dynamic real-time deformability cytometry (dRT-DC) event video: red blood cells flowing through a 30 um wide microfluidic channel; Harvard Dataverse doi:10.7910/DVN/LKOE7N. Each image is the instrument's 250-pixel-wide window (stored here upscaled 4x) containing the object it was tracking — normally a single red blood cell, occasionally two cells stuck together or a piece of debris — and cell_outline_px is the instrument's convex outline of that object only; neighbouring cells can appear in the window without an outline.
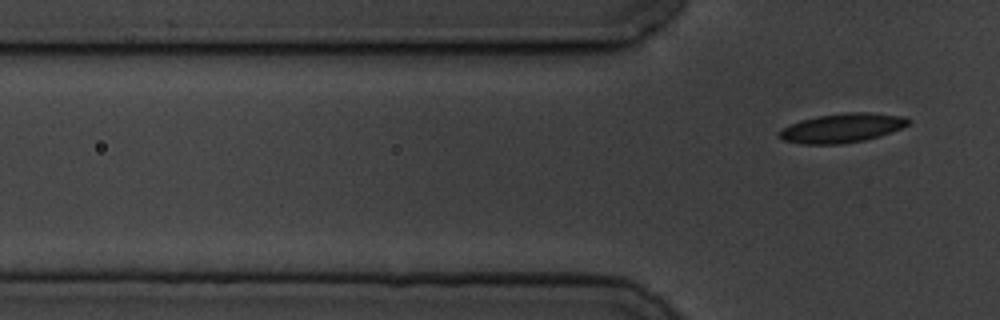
{"species": "common noctule bat (a hibernating species)", "species_latin": "Nyctalus noctula", "temperature_condition": "cold", "stored_images_in_passage": 8, "segment_of_instrument_passage": [2, 2], "camera_frame_rate_fps": 3000, "um_per_image_px": 0.085, "animal": {"sex": "male", "body_mass_g": 19.5, "forearm_length_mm": 54.6}, "frame": {"image": 1, "passage_image": 8, "time_ms": 9.0, "image_size_px": [1000, 320], "cell_outline_px": [[912, 120], [908, 124], [900, 128], [864, 140], [844, 144], [800, 144], [784, 140], [776, 136], [776, 132], [780, 128], [788, 124], [800, 120], [816, 116], [848, 112], [868, 112], [904, 116]], "centroid_in_image_um": [71.48, 10.87], "position_along_channel_um": 54.3, "area_um2": 22.08}}